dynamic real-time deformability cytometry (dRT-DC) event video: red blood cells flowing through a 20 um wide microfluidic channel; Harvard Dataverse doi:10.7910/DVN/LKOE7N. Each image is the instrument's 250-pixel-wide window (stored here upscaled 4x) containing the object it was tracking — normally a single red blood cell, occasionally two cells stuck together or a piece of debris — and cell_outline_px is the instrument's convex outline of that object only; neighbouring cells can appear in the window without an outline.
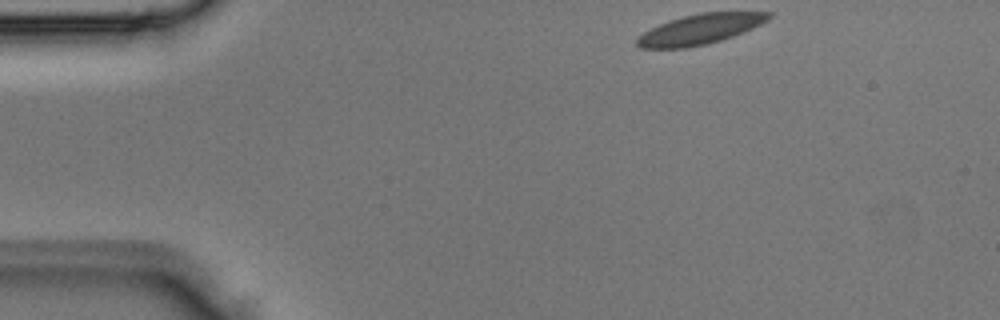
{"species": "Egyptian fruit bat (a non-hibernating species)", "species_latin": "Rousettus aegyptiacus", "temperature_condition": "room temperature", "stored_images_in_passage": 3, "camera_frame_rate_fps": 3000, "um_per_image_px": 0.085, "animal": {"sex": "male"}, "frame": {"image": 1, "passage_image": 1, "time_ms": 0.0, "image_size_px": [1000, 320], "cell_outline_px": [[772, 16], [768, 20], [752, 28], [732, 36], [708, 44], [684, 48], [640, 48], [636, 44], [636, 40], [644, 32], [660, 24], [684, 16], [700, 12], [772, 12]], "centroid_in_image_um": [59.52, 2.48], "position_along_channel_um": 25.5, "area_um2": 22.77}}
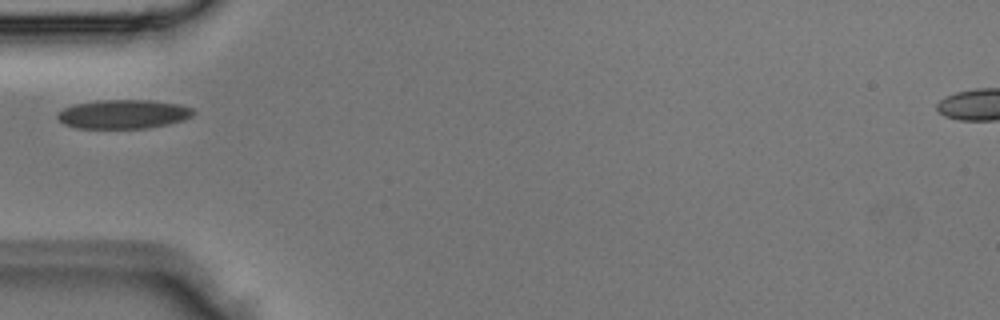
{"frame": {"image": 2, "passage_image": 3, "time_ms": 0.667, "image_size_px": [1000, 320], "cell_outline_px": [[196, 112], [192, 116], [184, 120], [168, 124], [148, 128], [76, 128], [64, 124], [56, 116], [56, 112], [64, 108], [76, 104], [96, 100], [152, 100], [180, 104], [192, 108]], "centroid_in_image_um": [10.5, 9.7], "position_along_channel_um": 74.5, "area_um2": 23.12}}